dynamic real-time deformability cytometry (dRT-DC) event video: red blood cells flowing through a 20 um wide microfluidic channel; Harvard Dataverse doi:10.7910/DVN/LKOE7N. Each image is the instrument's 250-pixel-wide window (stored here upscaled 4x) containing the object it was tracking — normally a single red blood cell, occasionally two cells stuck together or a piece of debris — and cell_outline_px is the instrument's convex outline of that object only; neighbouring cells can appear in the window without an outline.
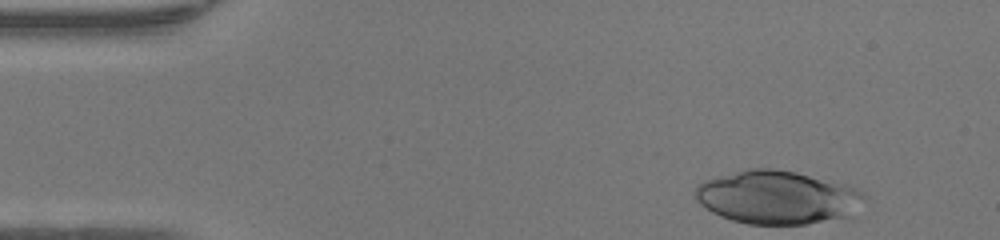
{"species": "human", "species_latin": "Homo sapiens", "temperature_condition": "warm", "stored_images_in_passage": 36, "camera_frame_rate_fps": 3000, "um_per_image_px": 0.085, "donor": {"sex": "female"}, "frame": {"image": 1, "passage_image": 1, "time_ms": 0.0, "image_size_px": [1000, 240], "cell_outline_px": [[864, 196], [844, 216], [808, 224], [748, 224], [732, 220], [720, 216], [712, 212], [700, 204], [696, 200], [696, 184], [720, 176], [748, 168], [772, 168], [796, 172], [844, 184], [856, 188], [864, 192]], "centroid_in_image_um": [65.98, 16.76], "position_along_channel_um": 19.0, "area_um2": 51.44}}
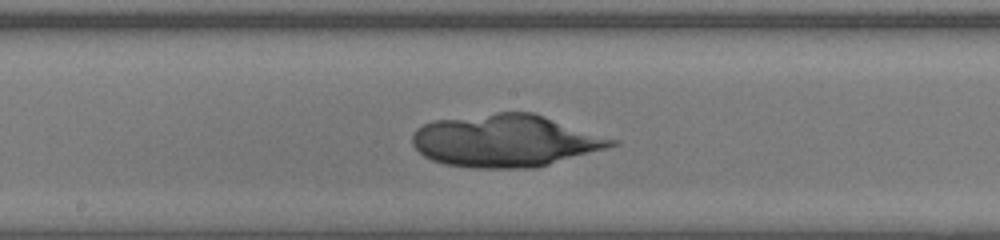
{"frame": {"image": 2, "passage_image": 21, "time_ms": 6.667, "image_size_px": [1000, 240], "cell_outline_px": [[620, 144], [536, 168], [472, 168], [444, 164], [432, 160], [424, 156], [412, 144], [412, 136], [416, 128], [432, 120], [496, 112], [532, 112], [620, 140]], "centroid_in_image_um": [42.97, 11.96], "position_along_channel_um": 205.2, "area_um2": 61.09}}
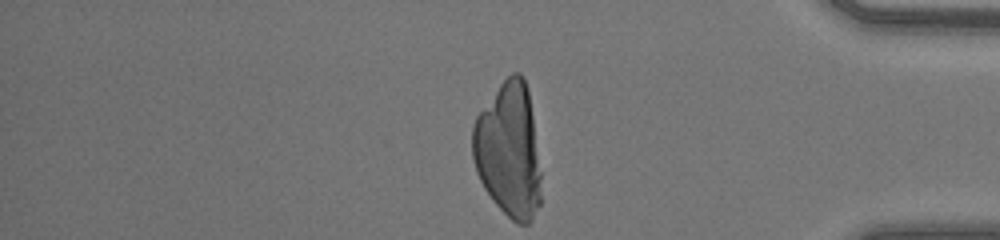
{"frame": {"image": 3, "passage_image": 36, "time_ms": 11.667, "image_size_px": [1000, 240], "cell_outline_px": [[540, 204], [532, 220], [528, 224], [516, 224], [492, 200], [484, 188], [476, 172], [472, 156], [472, 128], [476, 116], [500, 84], [512, 72], [520, 72], [528, 88], [540, 172]], "centroid_in_image_um": [43.22, 12.79], "position_along_channel_um": 392.0, "area_um2": 53.52}}